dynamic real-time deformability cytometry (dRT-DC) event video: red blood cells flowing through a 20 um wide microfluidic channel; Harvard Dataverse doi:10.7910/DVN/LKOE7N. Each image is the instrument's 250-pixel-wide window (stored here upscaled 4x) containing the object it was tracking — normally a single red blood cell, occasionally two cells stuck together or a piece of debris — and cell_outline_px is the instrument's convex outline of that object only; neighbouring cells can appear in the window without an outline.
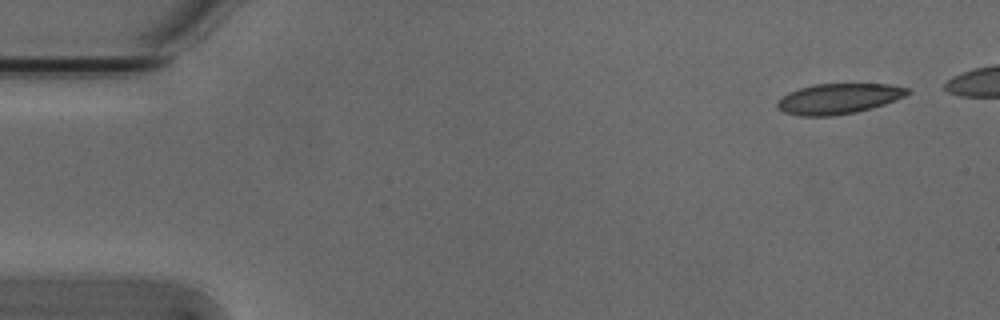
{"species": "Egyptian fruit bat (a non-hibernating species)", "species_latin": "Rousettus aegyptiacus", "temperature_condition": "cold", "stored_images_in_passage": 5, "camera_frame_rate_fps": 3000, "um_per_image_px": 0.085, "animal": {"sex": "male"}, "frame": {"image": 1, "passage_image": 1, "time_ms": 0.0, "image_size_px": [1000, 320], "cell_outline_px": [[912, 92], [904, 96], [884, 104], [872, 108], [856, 112], [832, 116], [800, 116], [784, 112], [776, 104], [776, 100], [788, 92], [812, 84], [888, 84], [908, 88]], "centroid_in_image_um": [71.25, 8.39], "position_along_channel_um": 13.7, "area_um2": 23.06}}